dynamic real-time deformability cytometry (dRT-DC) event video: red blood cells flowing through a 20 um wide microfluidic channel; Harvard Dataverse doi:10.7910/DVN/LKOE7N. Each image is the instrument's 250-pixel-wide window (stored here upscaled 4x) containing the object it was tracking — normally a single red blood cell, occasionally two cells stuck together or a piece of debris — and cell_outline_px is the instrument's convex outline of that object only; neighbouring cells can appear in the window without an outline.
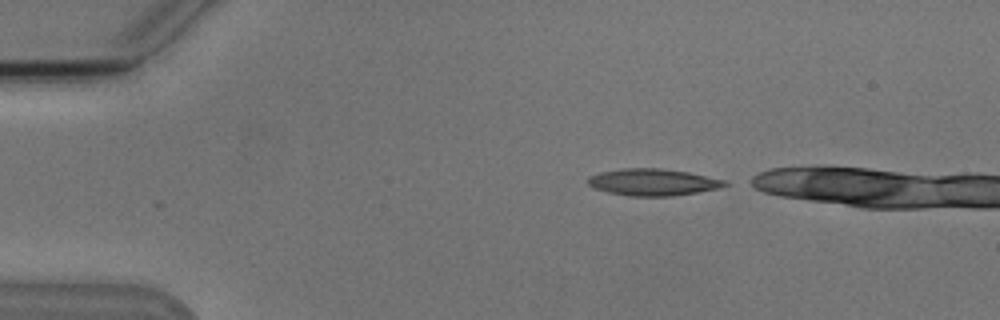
{"species": "Egyptian fruit bat (a non-hibernating species)", "species_latin": "Rousettus aegyptiacus", "temperature_condition": "cold", "stored_images_in_passage": 2, "camera_frame_rate_fps": 3000, "um_per_image_px": 0.085, "animal": {"sex": "male"}, "frame": {"image": 1, "passage_image": 1, "time_ms": 0.0, "image_size_px": [1000, 320], "cell_outline_px": [[728, 184], [720, 188], [672, 196], [632, 196], [608, 192], [596, 188], [588, 184], [588, 176], [600, 172], [624, 168], [660, 168], [688, 172], [728, 180]], "centroid_in_image_um": [55.53, 15.48], "position_along_channel_um": 29.5, "area_um2": 21.33}}